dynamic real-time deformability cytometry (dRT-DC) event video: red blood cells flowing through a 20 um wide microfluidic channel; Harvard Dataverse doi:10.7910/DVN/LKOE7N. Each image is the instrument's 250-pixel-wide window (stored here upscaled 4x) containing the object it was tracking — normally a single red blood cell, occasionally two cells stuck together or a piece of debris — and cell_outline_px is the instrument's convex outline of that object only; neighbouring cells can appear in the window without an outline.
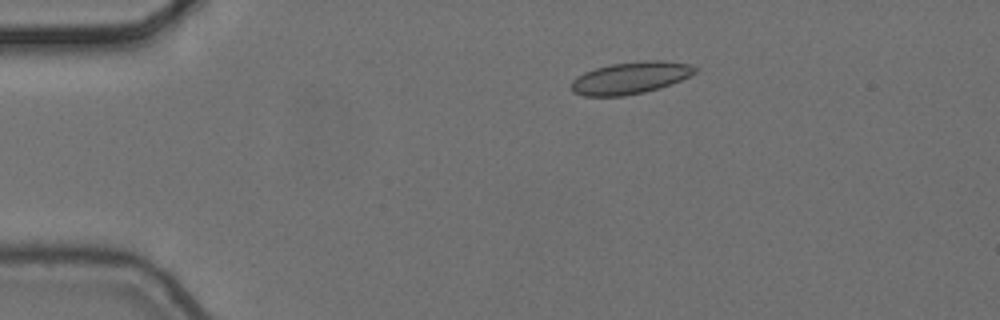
{"species": "common noctule bat (a hibernating species)", "species_latin": "Nyctalus noctula", "temperature_condition": "cold", "stored_images_in_passage": 6, "camera_frame_rate_fps": 3000, "um_per_image_px": 0.085, "animal": {"sex": "female", "body_mass_g": 24.6, "forearm_length_mm": 56.2}, "frame": {"image": 1, "passage_image": 1, "time_ms": 0.0, "image_size_px": [1000, 320], "cell_outline_px": [[700, 68], [696, 72], [680, 80], [660, 88], [644, 92], [624, 96], [584, 96], [572, 92], [572, 80], [576, 76], [584, 72], [608, 64], [644, 60], [664, 60], [688, 64]], "centroid_in_image_um": [53.58, 6.61], "position_along_channel_um": 31.4, "area_um2": 23.24}}
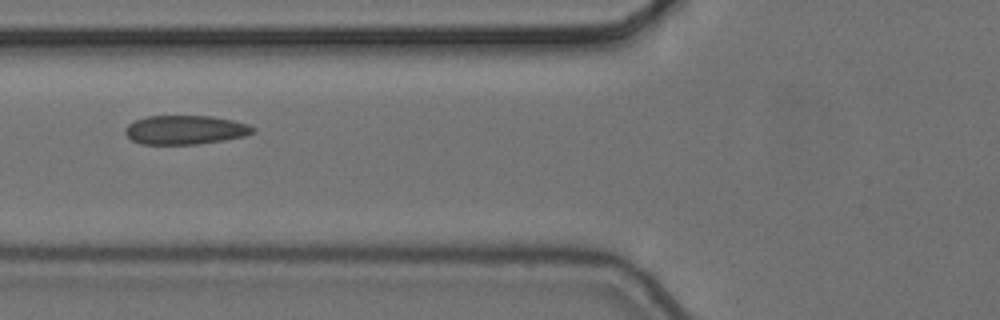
{"frame": {"image": 2, "passage_image": 4, "time_ms": 1.0, "image_size_px": [1000, 320], "cell_outline_px": [[256, 132], [244, 136], [224, 140], [196, 144], [140, 144], [132, 140], [124, 132], [124, 128], [128, 124], [136, 120], [148, 116], [212, 116], [232, 120], [248, 124], [256, 128]], "centroid_in_image_um": [15.76, 11.04], "position_along_channel_um": 110.0, "area_um2": 21.62}}
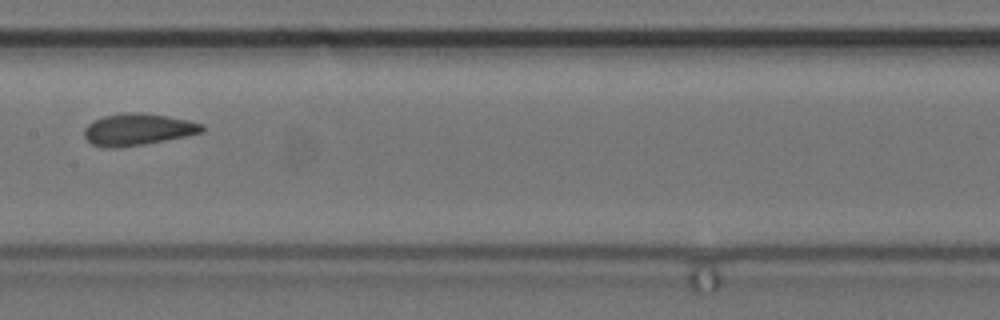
{"frame": {"image": 3, "passage_image": 6, "time_ms": 1.667, "image_size_px": [1000, 320], "cell_outline_px": [[204, 132], [144, 144], [116, 148], [104, 148], [92, 144], [84, 136], [84, 128], [92, 120], [104, 116], [128, 112], [136, 112], [164, 116], [188, 120], [204, 124]], "centroid_in_image_um": [11.68, 11.01], "position_along_channel_um": 195.7, "area_um2": 21.68}}